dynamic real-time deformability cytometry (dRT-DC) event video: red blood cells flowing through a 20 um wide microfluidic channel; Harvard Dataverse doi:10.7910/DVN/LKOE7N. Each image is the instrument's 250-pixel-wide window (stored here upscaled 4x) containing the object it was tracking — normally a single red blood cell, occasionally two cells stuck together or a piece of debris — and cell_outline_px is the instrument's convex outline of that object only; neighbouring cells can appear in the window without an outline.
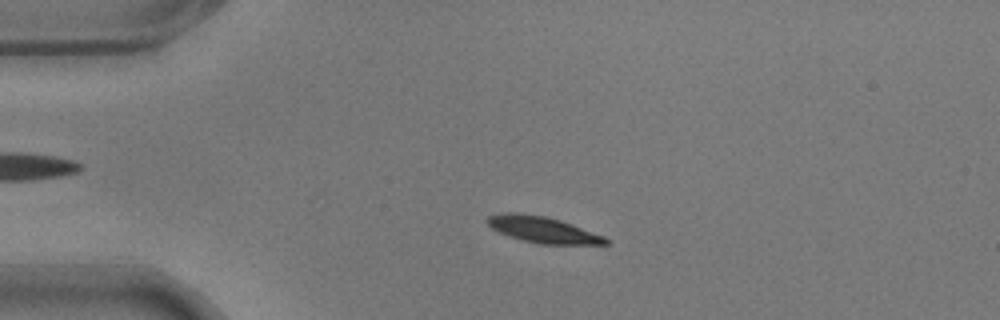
{"species": "common noctule bat (a hibernating species)", "species_latin": "Nyctalus noctula", "temperature_condition": "warm", "stored_images_in_passage": 27, "camera_frame_rate_fps": 3000, "um_per_image_px": 0.085, "animal": {"sex": "male", "body_mass_g": 17.9}, "frame": {"image": 1, "passage_image": 10, "time_ms": 3.0, "image_size_px": [1000, 320], "cell_outline_px": [[608, 244], [540, 244], [508, 236], [492, 228], [484, 220], [488, 216], [504, 212], [516, 212], [544, 216], [560, 220], [604, 236], [608, 240]], "centroid_in_image_um": [46.09, 19.51], "position_along_channel_um": 38.9, "area_um2": 17.86}}
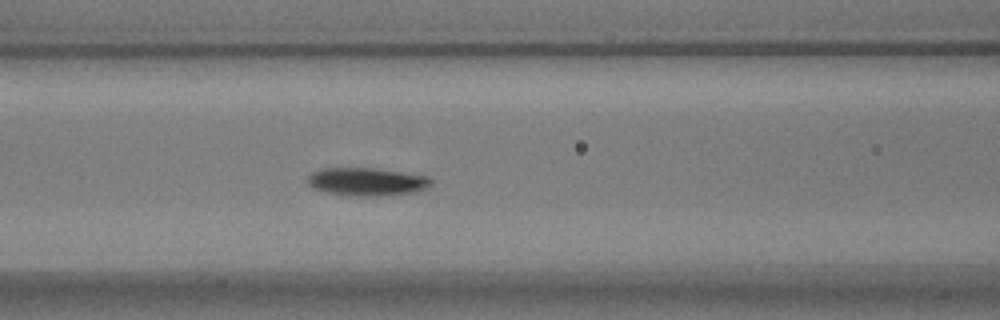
{"frame": {"image": 2, "passage_image": 21, "time_ms": 6.667, "image_size_px": [1000, 320], "cell_outline_px": [[432, 184], [420, 192], [380, 196], [360, 196], [328, 192], [312, 188], [308, 184], [308, 176], [312, 172], [324, 168], [372, 168], [428, 176], [432, 180]], "centroid_in_image_um": [31.22, 15.45], "position_along_channel_um": 135.4, "area_um2": 20.11}}
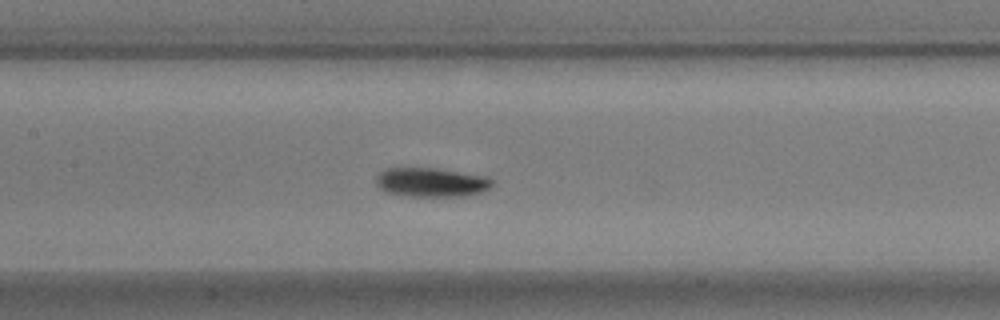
{"frame": {"image": 3, "passage_image": 24, "time_ms": 7.667, "image_size_px": [1000, 320], "cell_outline_px": [[496, 184], [492, 188], [480, 192], [464, 196], [408, 196], [384, 192], [376, 184], [376, 176], [380, 172], [388, 168], [436, 168], [488, 176], [496, 180]], "centroid_in_image_um": [36.73, 15.49], "position_along_channel_um": 170.7, "area_um2": 20.06}}